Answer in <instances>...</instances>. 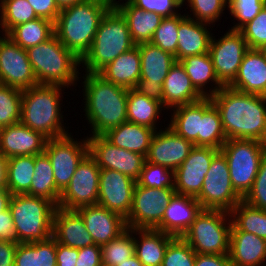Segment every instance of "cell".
<instances>
[{
    "instance_id": "obj_17",
    "label": "cell",
    "mask_w": 266,
    "mask_h": 266,
    "mask_svg": "<svg viewBox=\"0 0 266 266\" xmlns=\"http://www.w3.org/2000/svg\"><path fill=\"white\" fill-rule=\"evenodd\" d=\"M220 150L194 146L185 161L174 171V188L177 194L197 197L213 158Z\"/></svg>"
},
{
    "instance_id": "obj_24",
    "label": "cell",
    "mask_w": 266,
    "mask_h": 266,
    "mask_svg": "<svg viewBox=\"0 0 266 266\" xmlns=\"http://www.w3.org/2000/svg\"><path fill=\"white\" fill-rule=\"evenodd\" d=\"M52 237L58 243L76 249L95 244L81 215L76 210L60 207L53 215Z\"/></svg>"
},
{
    "instance_id": "obj_61",
    "label": "cell",
    "mask_w": 266,
    "mask_h": 266,
    "mask_svg": "<svg viewBox=\"0 0 266 266\" xmlns=\"http://www.w3.org/2000/svg\"><path fill=\"white\" fill-rule=\"evenodd\" d=\"M116 266H144V265L136 257V255H133L132 257L128 258L127 260L123 261L122 263H119Z\"/></svg>"
},
{
    "instance_id": "obj_44",
    "label": "cell",
    "mask_w": 266,
    "mask_h": 266,
    "mask_svg": "<svg viewBox=\"0 0 266 266\" xmlns=\"http://www.w3.org/2000/svg\"><path fill=\"white\" fill-rule=\"evenodd\" d=\"M22 94V90L0 83V128L20 122Z\"/></svg>"
},
{
    "instance_id": "obj_48",
    "label": "cell",
    "mask_w": 266,
    "mask_h": 266,
    "mask_svg": "<svg viewBox=\"0 0 266 266\" xmlns=\"http://www.w3.org/2000/svg\"><path fill=\"white\" fill-rule=\"evenodd\" d=\"M196 252L182 238H174L167 246L161 266H194Z\"/></svg>"
},
{
    "instance_id": "obj_47",
    "label": "cell",
    "mask_w": 266,
    "mask_h": 266,
    "mask_svg": "<svg viewBox=\"0 0 266 266\" xmlns=\"http://www.w3.org/2000/svg\"><path fill=\"white\" fill-rule=\"evenodd\" d=\"M185 0H183L184 5ZM190 11L193 13L186 16L207 24H212L219 20V17L224 13L223 11L228 7V0H187ZM222 13V14H221Z\"/></svg>"
},
{
    "instance_id": "obj_52",
    "label": "cell",
    "mask_w": 266,
    "mask_h": 266,
    "mask_svg": "<svg viewBox=\"0 0 266 266\" xmlns=\"http://www.w3.org/2000/svg\"><path fill=\"white\" fill-rule=\"evenodd\" d=\"M129 2L137 8L156 13L163 18L177 15L176 9L183 6V0H130Z\"/></svg>"
},
{
    "instance_id": "obj_1",
    "label": "cell",
    "mask_w": 266,
    "mask_h": 266,
    "mask_svg": "<svg viewBox=\"0 0 266 266\" xmlns=\"http://www.w3.org/2000/svg\"><path fill=\"white\" fill-rule=\"evenodd\" d=\"M210 98L220 113L227 140H258L266 144V96L223 86Z\"/></svg>"
},
{
    "instance_id": "obj_31",
    "label": "cell",
    "mask_w": 266,
    "mask_h": 266,
    "mask_svg": "<svg viewBox=\"0 0 266 266\" xmlns=\"http://www.w3.org/2000/svg\"><path fill=\"white\" fill-rule=\"evenodd\" d=\"M155 130L132 122L109 129L103 136L114 146L144 155L148 154Z\"/></svg>"
},
{
    "instance_id": "obj_27",
    "label": "cell",
    "mask_w": 266,
    "mask_h": 266,
    "mask_svg": "<svg viewBox=\"0 0 266 266\" xmlns=\"http://www.w3.org/2000/svg\"><path fill=\"white\" fill-rule=\"evenodd\" d=\"M207 23L196 21L185 16L179 22L176 61L188 56L202 55L209 52L212 33Z\"/></svg>"
},
{
    "instance_id": "obj_36",
    "label": "cell",
    "mask_w": 266,
    "mask_h": 266,
    "mask_svg": "<svg viewBox=\"0 0 266 266\" xmlns=\"http://www.w3.org/2000/svg\"><path fill=\"white\" fill-rule=\"evenodd\" d=\"M14 266H57L56 240L17 244Z\"/></svg>"
},
{
    "instance_id": "obj_35",
    "label": "cell",
    "mask_w": 266,
    "mask_h": 266,
    "mask_svg": "<svg viewBox=\"0 0 266 266\" xmlns=\"http://www.w3.org/2000/svg\"><path fill=\"white\" fill-rule=\"evenodd\" d=\"M168 125L178 135L200 146V126L203 117V99L173 108Z\"/></svg>"
},
{
    "instance_id": "obj_37",
    "label": "cell",
    "mask_w": 266,
    "mask_h": 266,
    "mask_svg": "<svg viewBox=\"0 0 266 266\" xmlns=\"http://www.w3.org/2000/svg\"><path fill=\"white\" fill-rule=\"evenodd\" d=\"M26 194L48 199L58 207L61 192L56 187L53 167L45 153L35 155L34 175Z\"/></svg>"
},
{
    "instance_id": "obj_21",
    "label": "cell",
    "mask_w": 266,
    "mask_h": 266,
    "mask_svg": "<svg viewBox=\"0 0 266 266\" xmlns=\"http://www.w3.org/2000/svg\"><path fill=\"white\" fill-rule=\"evenodd\" d=\"M76 211L81 215L96 245L108 243L127 229L126 220L121 214L99 204L82 206Z\"/></svg>"
},
{
    "instance_id": "obj_53",
    "label": "cell",
    "mask_w": 266,
    "mask_h": 266,
    "mask_svg": "<svg viewBox=\"0 0 266 266\" xmlns=\"http://www.w3.org/2000/svg\"><path fill=\"white\" fill-rule=\"evenodd\" d=\"M33 7L38 18H44L51 22L56 21L60 8L55 0H27Z\"/></svg>"
},
{
    "instance_id": "obj_49",
    "label": "cell",
    "mask_w": 266,
    "mask_h": 266,
    "mask_svg": "<svg viewBox=\"0 0 266 266\" xmlns=\"http://www.w3.org/2000/svg\"><path fill=\"white\" fill-rule=\"evenodd\" d=\"M265 6L266 0H228L230 14L239 21L231 29L240 30L252 21Z\"/></svg>"
},
{
    "instance_id": "obj_54",
    "label": "cell",
    "mask_w": 266,
    "mask_h": 266,
    "mask_svg": "<svg viewBox=\"0 0 266 266\" xmlns=\"http://www.w3.org/2000/svg\"><path fill=\"white\" fill-rule=\"evenodd\" d=\"M76 266H103L101 246L94 244L78 249Z\"/></svg>"
},
{
    "instance_id": "obj_20",
    "label": "cell",
    "mask_w": 266,
    "mask_h": 266,
    "mask_svg": "<svg viewBox=\"0 0 266 266\" xmlns=\"http://www.w3.org/2000/svg\"><path fill=\"white\" fill-rule=\"evenodd\" d=\"M140 52L141 73L139 89L159 94L171 67L177 62L173 54L150 42L136 45Z\"/></svg>"
},
{
    "instance_id": "obj_57",
    "label": "cell",
    "mask_w": 266,
    "mask_h": 266,
    "mask_svg": "<svg viewBox=\"0 0 266 266\" xmlns=\"http://www.w3.org/2000/svg\"><path fill=\"white\" fill-rule=\"evenodd\" d=\"M78 249L64 246L56 241L57 266H76Z\"/></svg>"
},
{
    "instance_id": "obj_32",
    "label": "cell",
    "mask_w": 266,
    "mask_h": 266,
    "mask_svg": "<svg viewBox=\"0 0 266 266\" xmlns=\"http://www.w3.org/2000/svg\"><path fill=\"white\" fill-rule=\"evenodd\" d=\"M135 255L144 266H161L168 244L175 238L155 229H133ZM140 240V241H139Z\"/></svg>"
},
{
    "instance_id": "obj_46",
    "label": "cell",
    "mask_w": 266,
    "mask_h": 266,
    "mask_svg": "<svg viewBox=\"0 0 266 266\" xmlns=\"http://www.w3.org/2000/svg\"><path fill=\"white\" fill-rule=\"evenodd\" d=\"M136 183L149 188H174V171L145 161Z\"/></svg>"
},
{
    "instance_id": "obj_43",
    "label": "cell",
    "mask_w": 266,
    "mask_h": 266,
    "mask_svg": "<svg viewBox=\"0 0 266 266\" xmlns=\"http://www.w3.org/2000/svg\"><path fill=\"white\" fill-rule=\"evenodd\" d=\"M133 255H135V243L133 229L130 228L101 246L103 266H116Z\"/></svg>"
},
{
    "instance_id": "obj_26",
    "label": "cell",
    "mask_w": 266,
    "mask_h": 266,
    "mask_svg": "<svg viewBox=\"0 0 266 266\" xmlns=\"http://www.w3.org/2000/svg\"><path fill=\"white\" fill-rule=\"evenodd\" d=\"M158 96L165 109L195 103L204 98L195 89L184 67L178 61L168 72Z\"/></svg>"
},
{
    "instance_id": "obj_39",
    "label": "cell",
    "mask_w": 266,
    "mask_h": 266,
    "mask_svg": "<svg viewBox=\"0 0 266 266\" xmlns=\"http://www.w3.org/2000/svg\"><path fill=\"white\" fill-rule=\"evenodd\" d=\"M227 141L218 109L210 97L203 98V117L200 126V146L220 150Z\"/></svg>"
},
{
    "instance_id": "obj_23",
    "label": "cell",
    "mask_w": 266,
    "mask_h": 266,
    "mask_svg": "<svg viewBox=\"0 0 266 266\" xmlns=\"http://www.w3.org/2000/svg\"><path fill=\"white\" fill-rule=\"evenodd\" d=\"M230 88L266 96V54L262 49H248Z\"/></svg>"
},
{
    "instance_id": "obj_55",
    "label": "cell",
    "mask_w": 266,
    "mask_h": 266,
    "mask_svg": "<svg viewBox=\"0 0 266 266\" xmlns=\"http://www.w3.org/2000/svg\"><path fill=\"white\" fill-rule=\"evenodd\" d=\"M0 241L19 244L18 235L9 208L0 215Z\"/></svg>"
},
{
    "instance_id": "obj_5",
    "label": "cell",
    "mask_w": 266,
    "mask_h": 266,
    "mask_svg": "<svg viewBox=\"0 0 266 266\" xmlns=\"http://www.w3.org/2000/svg\"><path fill=\"white\" fill-rule=\"evenodd\" d=\"M26 52L38 84L68 88L80 78L77 66L81 65V60L55 34L45 42L27 48Z\"/></svg>"
},
{
    "instance_id": "obj_3",
    "label": "cell",
    "mask_w": 266,
    "mask_h": 266,
    "mask_svg": "<svg viewBox=\"0 0 266 266\" xmlns=\"http://www.w3.org/2000/svg\"><path fill=\"white\" fill-rule=\"evenodd\" d=\"M109 9L101 0H86L62 8L54 23L56 37L81 60L89 51L100 21Z\"/></svg>"
},
{
    "instance_id": "obj_45",
    "label": "cell",
    "mask_w": 266,
    "mask_h": 266,
    "mask_svg": "<svg viewBox=\"0 0 266 266\" xmlns=\"http://www.w3.org/2000/svg\"><path fill=\"white\" fill-rule=\"evenodd\" d=\"M184 17L185 15L183 16L179 13L172 17L163 18L160 25L156 28L150 43L175 55L178 45L179 22Z\"/></svg>"
},
{
    "instance_id": "obj_58",
    "label": "cell",
    "mask_w": 266,
    "mask_h": 266,
    "mask_svg": "<svg viewBox=\"0 0 266 266\" xmlns=\"http://www.w3.org/2000/svg\"><path fill=\"white\" fill-rule=\"evenodd\" d=\"M17 244L0 241V266H14Z\"/></svg>"
},
{
    "instance_id": "obj_29",
    "label": "cell",
    "mask_w": 266,
    "mask_h": 266,
    "mask_svg": "<svg viewBox=\"0 0 266 266\" xmlns=\"http://www.w3.org/2000/svg\"><path fill=\"white\" fill-rule=\"evenodd\" d=\"M140 73L141 59L137 46L122 53L98 72L105 80L126 89L139 87Z\"/></svg>"
},
{
    "instance_id": "obj_18",
    "label": "cell",
    "mask_w": 266,
    "mask_h": 266,
    "mask_svg": "<svg viewBox=\"0 0 266 266\" xmlns=\"http://www.w3.org/2000/svg\"><path fill=\"white\" fill-rule=\"evenodd\" d=\"M136 181L112 169H100L97 204L126 218L132 207Z\"/></svg>"
},
{
    "instance_id": "obj_42",
    "label": "cell",
    "mask_w": 266,
    "mask_h": 266,
    "mask_svg": "<svg viewBox=\"0 0 266 266\" xmlns=\"http://www.w3.org/2000/svg\"><path fill=\"white\" fill-rule=\"evenodd\" d=\"M0 4V28L4 35L17 25L38 18L27 0H1Z\"/></svg>"
},
{
    "instance_id": "obj_59",
    "label": "cell",
    "mask_w": 266,
    "mask_h": 266,
    "mask_svg": "<svg viewBox=\"0 0 266 266\" xmlns=\"http://www.w3.org/2000/svg\"><path fill=\"white\" fill-rule=\"evenodd\" d=\"M8 159L0 153V189L7 188Z\"/></svg>"
},
{
    "instance_id": "obj_2",
    "label": "cell",
    "mask_w": 266,
    "mask_h": 266,
    "mask_svg": "<svg viewBox=\"0 0 266 266\" xmlns=\"http://www.w3.org/2000/svg\"><path fill=\"white\" fill-rule=\"evenodd\" d=\"M83 79L84 110L92 136L103 135L127 122L128 89L105 80L98 73L86 72Z\"/></svg>"
},
{
    "instance_id": "obj_22",
    "label": "cell",
    "mask_w": 266,
    "mask_h": 266,
    "mask_svg": "<svg viewBox=\"0 0 266 266\" xmlns=\"http://www.w3.org/2000/svg\"><path fill=\"white\" fill-rule=\"evenodd\" d=\"M47 138L21 122L0 129V153L14 156L40 155L44 153Z\"/></svg>"
},
{
    "instance_id": "obj_50",
    "label": "cell",
    "mask_w": 266,
    "mask_h": 266,
    "mask_svg": "<svg viewBox=\"0 0 266 266\" xmlns=\"http://www.w3.org/2000/svg\"><path fill=\"white\" fill-rule=\"evenodd\" d=\"M250 49H263L266 46V6L258 15L240 29Z\"/></svg>"
},
{
    "instance_id": "obj_41",
    "label": "cell",
    "mask_w": 266,
    "mask_h": 266,
    "mask_svg": "<svg viewBox=\"0 0 266 266\" xmlns=\"http://www.w3.org/2000/svg\"><path fill=\"white\" fill-rule=\"evenodd\" d=\"M35 155L8 158L7 189L12 195L26 194L34 175Z\"/></svg>"
},
{
    "instance_id": "obj_14",
    "label": "cell",
    "mask_w": 266,
    "mask_h": 266,
    "mask_svg": "<svg viewBox=\"0 0 266 266\" xmlns=\"http://www.w3.org/2000/svg\"><path fill=\"white\" fill-rule=\"evenodd\" d=\"M248 49L240 30L229 29L218 40L212 36L209 54L215 74L223 86H229L233 82Z\"/></svg>"
},
{
    "instance_id": "obj_10",
    "label": "cell",
    "mask_w": 266,
    "mask_h": 266,
    "mask_svg": "<svg viewBox=\"0 0 266 266\" xmlns=\"http://www.w3.org/2000/svg\"><path fill=\"white\" fill-rule=\"evenodd\" d=\"M202 209L230 212L243 198L234 190L225 156L219 152L212 160L202 190L196 197Z\"/></svg>"
},
{
    "instance_id": "obj_40",
    "label": "cell",
    "mask_w": 266,
    "mask_h": 266,
    "mask_svg": "<svg viewBox=\"0 0 266 266\" xmlns=\"http://www.w3.org/2000/svg\"><path fill=\"white\" fill-rule=\"evenodd\" d=\"M54 32V22L37 18L14 27L7 36L21 48L27 49L50 39Z\"/></svg>"
},
{
    "instance_id": "obj_28",
    "label": "cell",
    "mask_w": 266,
    "mask_h": 266,
    "mask_svg": "<svg viewBox=\"0 0 266 266\" xmlns=\"http://www.w3.org/2000/svg\"><path fill=\"white\" fill-rule=\"evenodd\" d=\"M229 257L233 266H260L266 261V240L245 231H230Z\"/></svg>"
},
{
    "instance_id": "obj_25",
    "label": "cell",
    "mask_w": 266,
    "mask_h": 266,
    "mask_svg": "<svg viewBox=\"0 0 266 266\" xmlns=\"http://www.w3.org/2000/svg\"><path fill=\"white\" fill-rule=\"evenodd\" d=\"M201 209L200 203L195 197L175 193L165 208L162 222L155 230L175 238L182 237Z\"/></svg>"
},
{
    "instance_id": "obj_30",
    "label": "cell",
    "mask_w": 266,
    "mask_h": 266,
    "mask_svg": "<svg viewBox=\"0 0 266 266\" xmlns=\"http://www.w3.org/2000/svg\"><path fill=\"white\" fill-rule=\"evenodd\" d=\"M164 108L155 93L141 91L139 88L128 89L127 121L147 126L156 131L157 118Z\"/></svg>"
},
{
    "instance_id": "obj_6",
    "label": "cell",
    "mask_w": 266,
    "mask_h": 266,
    "mask_svg": "<svg viewBox=\"0 0 266 266\" xmlns=\"http://www.w3.org/2000/svg\"><path fill=\"white\" fill-rule=\"evenodd\" d=\"M136 44L127 22L116 8H110L100 21L89 51L81 59L85 72L98 73L108 63Z\"/></svg>"
},
{
    "instance_id": "obj_9",
    "label": "cell",
    "mask_w": 266,
    "mask_h": 266,
    "mask_svg": "<svg viewBox=\"0 0 266 266\" xmlns=\"http://www.w3.org/2000/svg\"><path fill=\"white\" fill-rule=\"evenodd\" d=\"M220 152L227 160L234 190L244 198L252 188L266 144L258 140L229 139Z\"/></svg>"
},
{
    "instance_id": "obj_56",
    "label": "cell",
    "mask_w": 266,
    "mask_h": 266,
    "mask_svg": "<svg viewBox=\"0 0 266 266\" xmlns=\"http://www.w3.org/2000/svg\"><path fill=\"white\" fill-rule=\"evenodd\" d=\"M194 266H233L229 254L196 253Z\"/></svg>"
},
{
    "instance_id": "obj_11",
    "label": "cell",
    "mask_w": 266,
    "mask_h": 266,
    "mask_svg": "<svg viewBox=\"0 0 266 266\" xmlns=\"http://www.w3.org/2000/svg\"><path fill=\"white\" fill-rule=\"evenodd\" d=\"M175 193V188H149L136 183L132 207L125 218L127 228L155 229Z\"/></svg>"
},
{
    "instance_id": "obj_16",
    "label": "cell",
    "mask_w": 266,
    "mask_h": 266,
    "mask_svg": "<svg viewBox=\"0 0 266 266\" xmlns=\"http://www.w3.org/2000/svg\"><path fill=\"white\" fill-rule=\"evenodd\" d=\"M0 38V83L19 90L38 85L26 49L7 35Z\"/></svg>"
},
{
    "instance_id": "obj_19",
    "label": "cell",
    "mask_w": 266,
    "mask_h": 266,
    "mask_svg": "<svg viewBox=\"0 0 266 266\" xmlns=\"http://www.w3.org/2000/svg\"><path fill=\"white\" fill-rule=\"evenodd\" d=\"M194 144L178 135L169 126L155 131L146 158L147 162L175 171L188 157Z\"/></svg>"
},
{
    "instance_id": "obj_63",
    "label": "cell",
    "mask_w": 266,
    "mask_h": 266,
    "mask_svg": "<svg viewBox=\"0 0 266 266\" xmlns=\"http://www.w3.org/2000/svg\"><path fill=\"white\" fill-rule=\"evenodd\" d=\"M106 3L110 8H116L119 5V1L116 0H101ZM130 0H127L129 2Z\"/></svg>"
},
{
    "instance_id": "obj_51",
    "label": "cell",
    "mask_w": 266,
    "mask_h": 266,
    "mask_svg": "<svg viewBox=\"0 0 266 266\" xmlns=\"http://www.w3.org/2000/svg\"><path fill=\"white\" fill-rule=\"evenodd\" d=\"M242 200L251 206L266 210V153L261 160L251 190Z\"/></svg>"
},
{
    "instance_id": "obj_4",
    "label": "cell",
    "mask_w": 266,
    "mask_h": 266,
    "mask_svg": "<svg viewBox=\"0 0 266 266\" xmlns=\"http://www.w3.org/2000/svg\"><path fill=\"white\" fill-rule=\"evenodd\" d=\"M61 91L62 86L41 84L23 90L20 122L47 139L69 134L62 124Z\"/></svg>"
},
{
    "instance_id": "obj_60",
    "label": "cell",
    "mask_w": 266,
    "mask_h": 266,
    "mask_svg": "<svg viewBox=\"0 0 266 266\" xmlns=\"http://www.w3.org/2000/svg\"><path fill=\"white\" fill-rule=\"evenodd\" d=\"M12 194L7 188L0 189V215L9 208Z\"/></svg>"
},
{
    "instance_id": "obj_8",
    "label": "cell",
    "mask_w": 266,
    "mask_h": 266,
    "mask_svg": "<svg viewBox=\"0 0 266 266\" xmlns=\"http://www.w3.org/2000/svg\"><path fill=\"white\" fill-rule=\"evenodd\" d=\"M229 218L225 210L201 209L182 238L196 253L229 254L232 226Z\"/></svg>"
},
{
    "instance_id": "obj_34",
    "label": "cell",
    "mask_w": 266,
    "mask_h": 266,
    "mask_svg": "<svg viewBox=\"0 0 266 266\" xmlns=\"http://www.w3.org/2000/svg\"><path fill=\"white\" fill-rule=\"evenodd\" d=\"M179 62L184 67L186 74L191 79V82L195 89L203 97H211L223 87L215 74L214 66L209 52L202 55L188 56L183 58ZM209 82H213L215 83L213 85H216L209 90L210 93L204 89L206 87L205 85Z\"/></svg>"
},
{
    "instance_id": "obj_64",
    "label": "cell",
    "mask_w": 266,
    "mask_h": 266,
    "mask_svg": "<svg viewBox=\"0 0 266 266\" xmlns=\"http://www.w3.org/2000/svg\"><path fill=\"white\" fill-rule=\"evenodd\" d=\"M264 51V53L266 54V46L262 49Z\"/></svg>"
},
{
    "instance_id": "obj_15",
    "label": "cell",
    "mask_w": 266,
    "mask_h": 266,
    "mask_svg": "<svg viewBox=\"0 0 266 266\" xmlns=\"http://www.w3.org/2000/svg\"><path fill=\"white\" fill-rule=\"evenodd\" d=\"M87 139L89 154L100 169L116 170L135 181L139 179L146 161L144 155L114 146L103 135L87 136Z\"/></svg>"
},
{
    "instance_id": "obj_62",
    "label": "cell",
    "mask_w": 266,
    "mask_h": 266,
    "mask_svg": "<svg viewBox=\"0 0 266 266\" xmlns=\"http://www.w3.org/2000/svg\"><path fill=\"white\" fill-rule=\"evenodd\" d=\"M84 1H86V0H55V2L57 3V5L59 6L60 9L67 7V6H70V5L81 3Z\"/></svg>"
},
{
    "instance_id": "obj_7",
    "label": "cell",
    "mask_w": 266,
    "mask_h": 266,
    "mask_svg": "<svg viewBox=\"0 0 266 266\" xmlns=\"http://www.w3.org/2000/svg\"><path fill=\"white\" fill-rule=\"evenodd\" d=\"M57 206L50 200L27 194L12 195L9 202L19 243L44 241L52 236Z\"/></svg>"
},
{
    "instance_id": "obj_12",
    "label": "cell",
    "mask_w": 266,
    "mask_h": 266,
    "mask_svg": "<svg viewBox=\"0 0 266 266\" xmlns=\"http://www.w3.org/2000/svg\"><path fill=\"white\" fill-rule=\"evenodd\" d=\"M44 153L51 161L56 187L62 193L80 162L89 154L88 139L75 141L70 134L47 139Z\"/></svg>"
},
{
    "instance_id": "obj_38",
    "label": "cell",
    "mask_w": 266,
    "mask_h": 266,
    "mask_svg": "<svg viewBox=\"0 0 266 266\" xmlns=\"http://www.w3.org/2000/svg\"><path fill=\"white\" fill-rule=\"evenodd\" d=\"M229 214L232 221L230 231H245L266 240V210L241 200Z\"/></svg>"
},
{
    "instance_id": "obj_13",
    "label": "cell",
    "mask_w": 266,
    "mask_h": 266,
    "mask_svg": "<svg viewBox=\"0 0 266 266\" xmlns=\"http://www.w3.org/2000/svg\"><path fill=\"white\" fill-rule=\"evenodd\" d=\"M100 167L88 154L78 165L69 185L61 193L58 207L76 210L98 202Z\"/></svg>"
},
{
    "instance_id": "obj_33",
    "label": "cell",
    "mask_w": 266,
    "mask_h": 266,
    "mask_svg": "<svg viewBox=\"0 0 266 266\" xmlns=\"http://www.w3.org/2000/svg\"><path fill=\"white\" fill-rule=\"evenodd\" d=\"M116 9L125 18L133 42L137 45L151 41L163 17L153 12L137 8L130 2L120 3Z\"/></svg>"
}]
</instances>
